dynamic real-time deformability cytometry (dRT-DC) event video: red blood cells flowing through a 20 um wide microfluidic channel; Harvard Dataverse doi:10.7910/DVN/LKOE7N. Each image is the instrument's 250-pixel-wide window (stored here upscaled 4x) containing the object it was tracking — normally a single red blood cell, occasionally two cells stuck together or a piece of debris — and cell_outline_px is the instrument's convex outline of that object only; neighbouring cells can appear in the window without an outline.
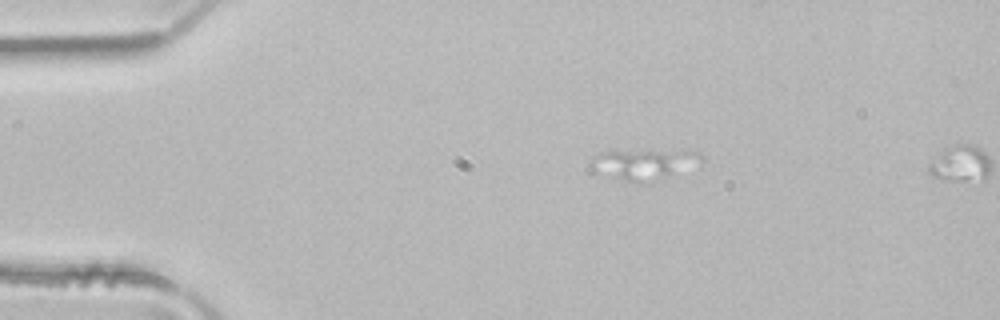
{"species": "common noctule bat (a hibernating species)", "species_latin": "Nyctalus noctula", "temperature_condition": "room temperature", "stored_images_in_passage": 4, "camera_frame_rate_fps": 3000, "um_per_image_px": 0.085, "animal": {"sex": "male", "body_mass_g": 21.5, "forearm_length_mm": 52.0}, "frame": {"image": 1, "passage_image": 2, "time_ms": 0.333, "image_size_px": [1000, 320], "cell_outline_px": [[704, 160], [700, 164], [668, 172], [632, 180], [624, 180], [592, 172], [588, 168], [592, 156], [596, 152], [680, 148], [688, 148], [700, 152], [704, 156]], "centroid_in_image_um": [54.67, 13.8], "position_along_channel_um": 30.3, "area_um2": 19.13}}